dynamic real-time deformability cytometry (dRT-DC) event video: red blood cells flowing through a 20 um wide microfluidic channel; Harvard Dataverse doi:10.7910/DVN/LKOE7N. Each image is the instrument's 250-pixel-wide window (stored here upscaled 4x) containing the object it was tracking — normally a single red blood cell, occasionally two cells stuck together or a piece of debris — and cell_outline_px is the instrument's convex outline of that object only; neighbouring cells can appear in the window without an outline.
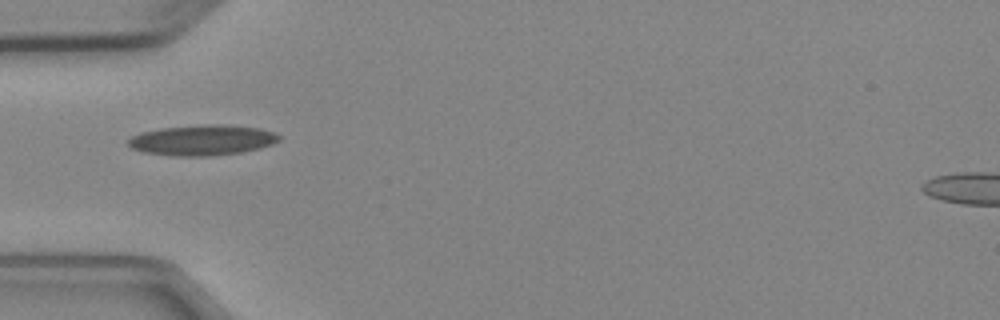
{"species": "Egyptian fruit bat (a non-hibernating species)", "species_latin": "Rousettus aegyptiacus", "temperature_condition": "cold", "stored_images_in_passage": 5, "camera_frame_rate_fps": 3000, "um_per_image_px": 0.085, "animal": {"sex": "female"}, "frame": {"image": 1, "passage_image": 1, "time_ms": 0.0, "image_size_px": [1000, 320], "cell_outline_px": [[280, 140], [272, 144], [260, 148], [240, 152], [208, 156], [172, 156], [144, 152], [132, 148], [128, 144], [128, 140], [132, 136], [140, 132], [160, 128], [204, 124], [216, 124], [260, 128], [272, 132], [280, 136]], "centroid_in_image_um": [17.17, 11.91], "position_along_channel_um": 67.8, "area_um2": 26.7}}